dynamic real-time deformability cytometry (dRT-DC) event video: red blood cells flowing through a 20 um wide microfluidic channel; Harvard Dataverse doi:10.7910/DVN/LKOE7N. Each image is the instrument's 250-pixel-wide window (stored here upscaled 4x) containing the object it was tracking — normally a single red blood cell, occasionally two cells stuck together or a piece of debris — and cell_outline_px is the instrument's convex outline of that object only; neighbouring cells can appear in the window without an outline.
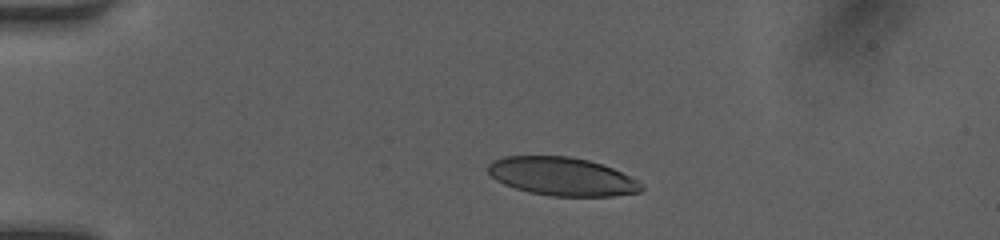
{"species": "human", "species_latin": "Homo sapiens", "temperature_condition": "room temperature", "stored_images_in_passage": 39, "camera_frame_rate_fps": 3000, "um_per_image_px": 0.085, "donor": {"sex": "female"}, "frame": {"image": 1, "passage_image": 1, "time_ms": 0.0, "image_size_px": [1000, 240], "cell_outline_px": [[644, 188], [640, 192], [612, 196], [552, 196], [528, 192], [504, 184], [496, 180], [488, 172], [488, 164], [492, 160], [504, 156], [568, 156], [588, 160], [612, 168], [644, 184]], "centroid_in_image_um": [47.75, 15.0], "position_along_channel_um": 37.2, "area_um2": 34.16}}
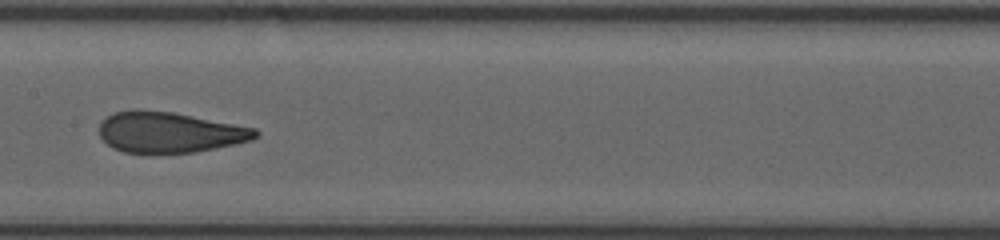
{"frame": {"image": 2, "passage_image": 16, "time_ms": 5.0, "image_size_px": [1000, 240], "cell_outline_px": [[260, 136], [252, 140], [236, 144], [192, 152], [124, 152], [112, 148], [100, 136], [100, 120], [116, 112], [132, 108], [140, 108], [172, 112], [256, 128], [260, 132]], "centroid_in_image_um": [14.41, 11.22], "position_along_channel_um": 193.0, "area_um2": 37.05}}
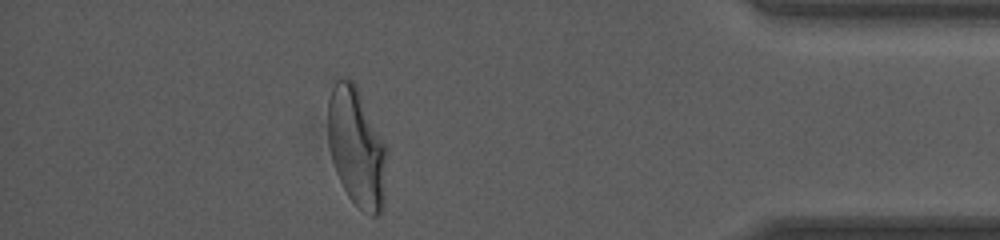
{"frame": {"image": 3, "passage_image": 34, "time_ms": 11.0, "image_size_px": [1000, 240], "cell_outline_px": [[388, 152], [384, 204], [380, 212], [376, 216], [372, 216], [364, 212], [348, 196], [336, 172], [332, 160], [328, 144], [328, 96], [336, 80], [340, 76], [352, 80], [356, 84], [388, 148]], "centroid_in_image_um": [30.33, 12.5], "position_along_channel_um": 404.9, "area_um2": 41.38}, "authors_computed_cell_mechanics": {"area_um2": 37.859, "velocity_mm_per_s": 4.1518, "shape_relaxation_time_tau1_ms": 5.6673, "shape_relaxation_time_tau2_ms": 0.9511, "deformation_change_tau1": 0.2383, "deformation_change_tau2": 0.0897}}